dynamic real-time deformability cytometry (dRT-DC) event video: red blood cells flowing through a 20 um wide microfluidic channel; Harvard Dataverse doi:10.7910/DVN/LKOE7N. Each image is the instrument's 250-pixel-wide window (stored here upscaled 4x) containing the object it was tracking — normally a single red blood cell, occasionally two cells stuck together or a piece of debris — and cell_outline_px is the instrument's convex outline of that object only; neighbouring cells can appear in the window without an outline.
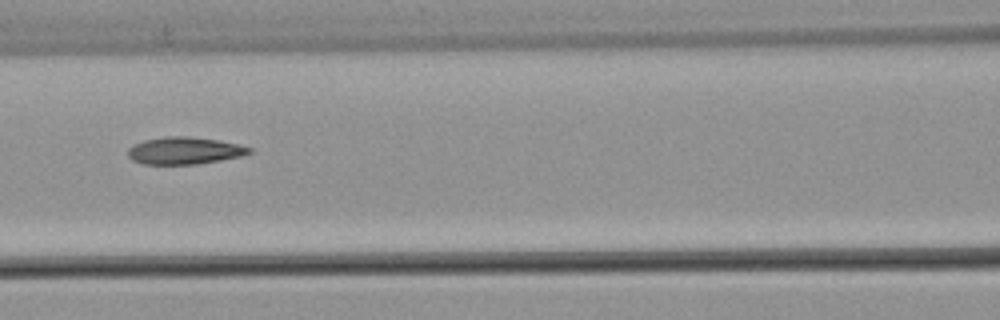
{"species": "common noctule bat (a hibernating species)", "species_latin": "Nyctalus noctula", "temperature_condition": "warm", "stored_images_in_passage": 6, "camera_frame_rate_fps": 3000, "um_per_image_px": 0.085, "animal": {"sex": "male", "body_mass_g": 21.5, "forearm_length_mm": 52.0}, "frame": {"image": 1, "passage_image": 6, "time_ms": 1.667, "image_size_px": [1000, 320], "cell_outline_px": [[252, 152], [240, 156], [220, 160], [196, 164], [144, 164], [132, 160], [128, 156], [128, 148], [144, 140], [164, 136], [188, 136], [220, 140], [240, 144], [252, 148]], "centroid_in_image_um": [15.69, 12.79], "position_along_channel_um": 150.9, "area_um2": 19.25}}